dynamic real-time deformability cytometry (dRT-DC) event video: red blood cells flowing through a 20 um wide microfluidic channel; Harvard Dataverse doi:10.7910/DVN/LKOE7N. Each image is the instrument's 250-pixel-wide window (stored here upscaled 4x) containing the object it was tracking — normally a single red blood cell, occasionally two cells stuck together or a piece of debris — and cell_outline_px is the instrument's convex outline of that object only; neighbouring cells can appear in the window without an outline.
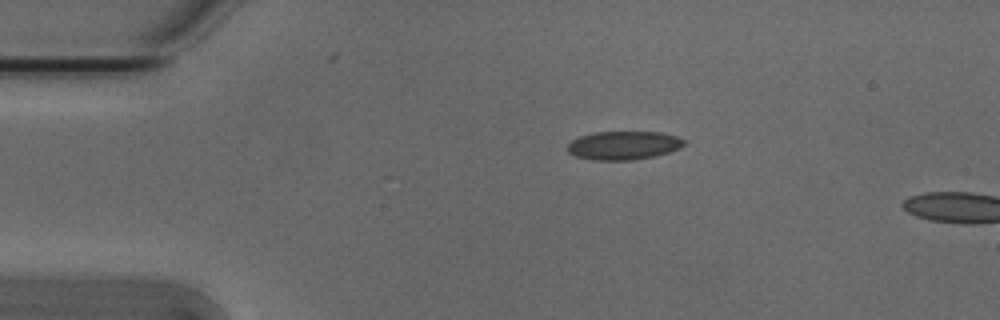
{"species": "Egyptian fruit bat (a non-hibernating species)", "species_latin": "Rousettus aegyptiacus", "temperature_condition": "cold", "stored_images_in_passage": 3, "camera_frame_rate_fps": 3000, "um_per_image_px": 0.085, "animal": {"sex": "male"}, "frame": {"image": 1, "passage_image": 1, "time_ms": 0.0, "image_size_px": [1000, 320], "cell_outline_px": [[684, 144], [680, 148], [656, 156], [632, 160], [592, 160], [576, 156], [568, 152], [568, 144], [572, 140], [580, 136], [596, 132], [660, 132], [676, 136], [684, 140]], "centroid_in_image_um": [53.0, 12.36], "position_along_channel_um": 32.0, "area_um2": 19.31}}